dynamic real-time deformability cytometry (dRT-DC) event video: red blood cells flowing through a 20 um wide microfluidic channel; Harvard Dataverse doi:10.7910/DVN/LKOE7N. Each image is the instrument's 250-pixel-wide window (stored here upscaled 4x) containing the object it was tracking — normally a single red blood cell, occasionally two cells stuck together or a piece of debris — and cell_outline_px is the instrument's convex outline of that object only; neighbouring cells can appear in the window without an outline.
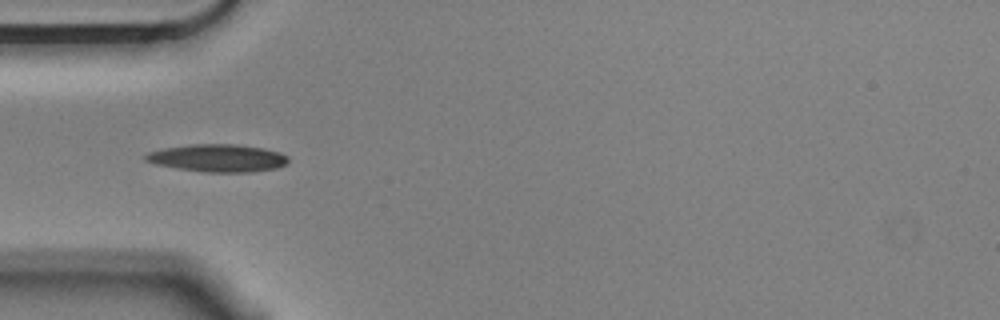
{"species": "Egyptian fruit bat (a non-hibernating species)", "species_latin": "Rousettus aegyptiacus", "temperature_condition": "cold", "stored_images_in_passage": 10, "camera_frame_rate_fps": 3000, "um_per_image_px": 0.085, "animal": {"sex": "male"}, "frame": {"image": 1, "passage_image": 4, "time_ms": 1.0, "image_size_px": [1000, 320], "cell_outline_px": [[288, 164], [276, 168], [252, 172], [204, 172], [176, 168], [156, 164], [144, 160], [144, 156], [148, 152], [164, 148], [192, 144], [232, 144], [264, 148], [280, 152], [288, 156]], "centroid_in_image_um": [18.53, 13.44], "position_along_channel_um": 66.5, "area_um2": 23.0}}
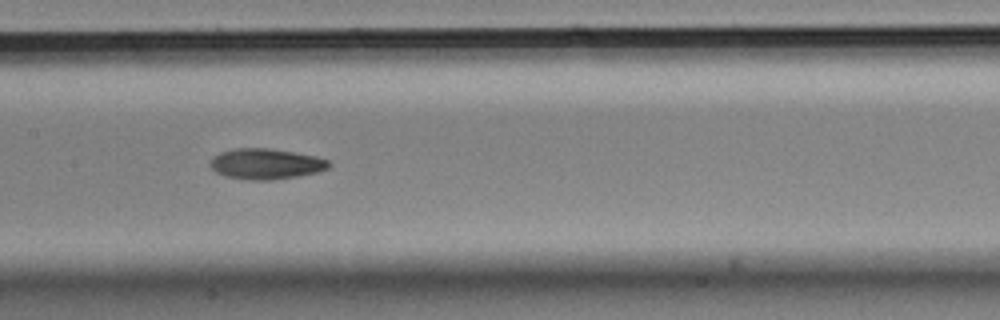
{"frame": {"image": 2, "passage_image": 7, "time_ms": 2.0, "image_size_px": [1000, 320], "cell_outline_px": [[332, 164], [328, 168], [316, 172], [296, 176], [272, 180], [248, 180], [224, 176], [216, 172], [208, 164], [212, 156], [220, 152], [236, 148], [268, 148], [316, 156], [328, 160]], "centroid_in_image_um": [22.56, 13.93], "position_along_channel_um": 184.8, "area_um2": 21.21}}
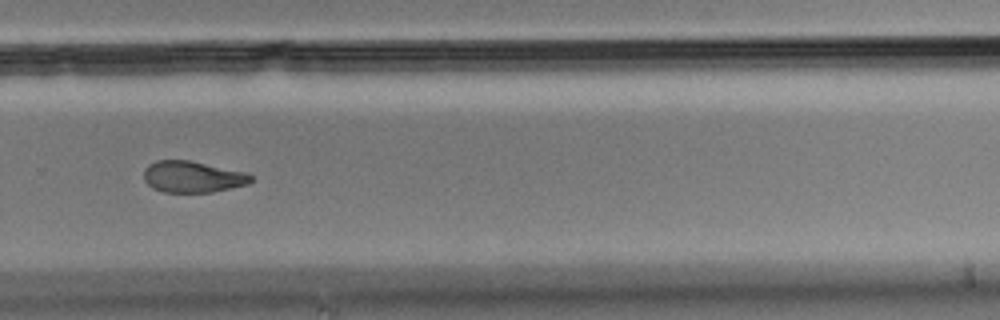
{"frame": {"image": 3, "passage_image": 10, "time_ms": 3.0, "image_size_px": [1000, 320], "cell_outline_px": [[252, 180], [248, 184], [212, 192], [164, 192], [152, 188], [144, 180], [144, 168], [148, 164], [156, 160], [188, 160], [248, 172], [252, 176]], "centroid_in_image_um": [16.36, 15.02], "position_along_channel_um": 313.4, "area_um2": 19.71}}